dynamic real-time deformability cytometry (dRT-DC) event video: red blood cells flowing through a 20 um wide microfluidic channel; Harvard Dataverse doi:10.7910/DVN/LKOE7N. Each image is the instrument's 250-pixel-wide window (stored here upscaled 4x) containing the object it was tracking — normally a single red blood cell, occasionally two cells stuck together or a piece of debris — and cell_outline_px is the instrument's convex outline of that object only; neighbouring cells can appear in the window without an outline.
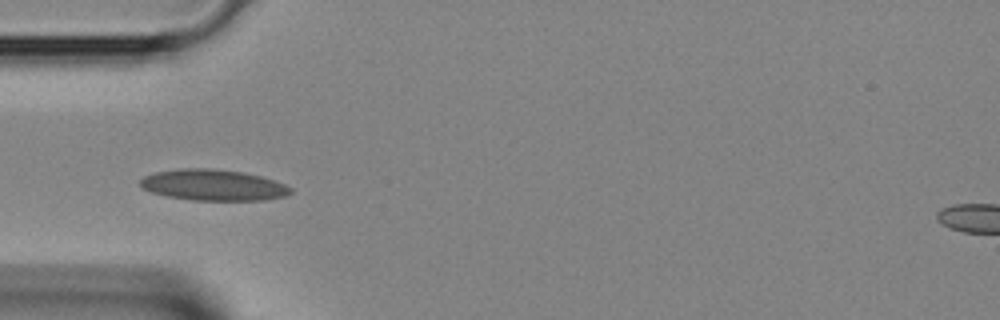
{"species": "Egyptian fruit bat (a non-hibernating species)", "species_latin": "Rousettus aegyptiacus", "temperature_condition": "room temperature", "stored_images_in_passage": 4, "camera_frame_rate_fps": 3000, "um_per_image_px": 0.085, "animal": {"sex": "female"}, "frame": {"image": 1, "passage_image": 4, "time_ms": 1.0, "image_size_px": [1000, 320], "cell_outline_px": [[292, 192], [284, 196], [264, 200], [192, 200], [168, 196], [152, 192], [140, 188], [140, 180], [144, 176], [156, 172], [180, 168], [212, 168], [244, 172], [260, 176], [284, 184], [292, 188]], "centroid_in_image_um": [18.1, 15.72], "position_along_channel_um": 66.9, "area_um2": 27.17}}